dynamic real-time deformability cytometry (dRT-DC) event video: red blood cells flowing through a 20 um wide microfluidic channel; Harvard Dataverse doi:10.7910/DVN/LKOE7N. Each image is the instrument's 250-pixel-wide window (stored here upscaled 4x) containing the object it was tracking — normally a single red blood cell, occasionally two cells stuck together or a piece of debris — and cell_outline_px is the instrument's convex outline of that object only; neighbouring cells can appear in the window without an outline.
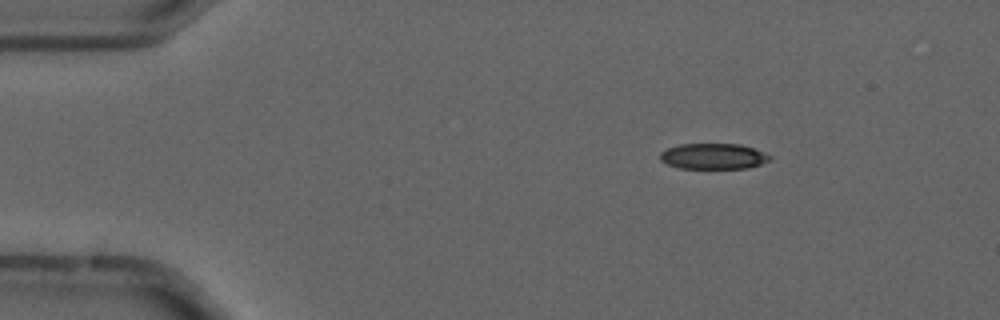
{"species": "common noctule bat (a hibernating species)", "species_latin": "Nyctalus noctula", "temperature_condition": "cold", "stored_images_in_passage": 4, "camera_frame_rate_fps": 3000, "um_per_image_px": 0.085, "animal": {"sex": "male", "forearm_length_mm": 52.5}, "frame": {"image": 1, "passage_image": 3, "time_ms": 0.667, "image_size_px": [1000, 320], "cell_outline_px": [[772, 156], [768, 160], [760, 164], [748, 168], [676, 168], [660, 160], [660, 152], [668, 148], [680, 144], [740, 144], [752, 148]], "centroid_in_image_um": [60.6, 13.28], "position_along_channel_um": 24.4, "area_um2": 16.3}}